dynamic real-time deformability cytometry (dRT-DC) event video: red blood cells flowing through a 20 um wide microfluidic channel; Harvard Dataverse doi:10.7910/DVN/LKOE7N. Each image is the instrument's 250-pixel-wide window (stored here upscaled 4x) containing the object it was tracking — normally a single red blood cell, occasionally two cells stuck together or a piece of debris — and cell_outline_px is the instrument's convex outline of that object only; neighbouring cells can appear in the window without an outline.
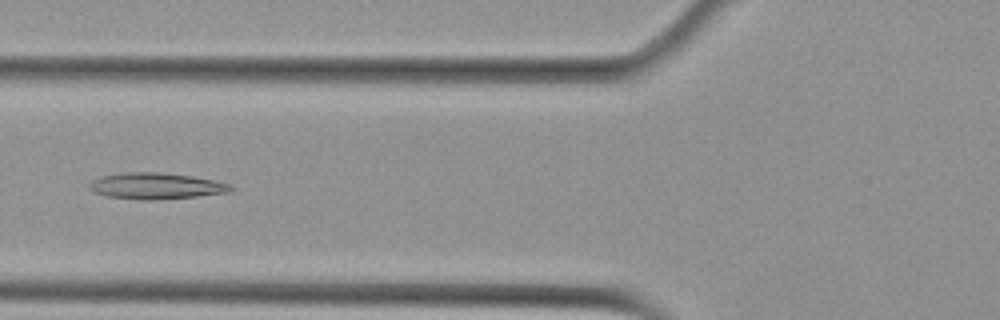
{"species": "Egyptian fruit bat (a non-hibernating species)", "species_latin": "Rousettus aegyptiacus", "temperature_condition": "cold", "stored_images_in_passage": 37, "camera_frame_rate_fps": 3000, "um_per_image_px": 0.085, "animal": {"sex": "female"}, "frame": {"image": 1, "passage_image": 5, "time_ms": 1.333, "image_size_px": [1000, 320], "cell_outline_px": [[236, 188], [228, 192], [196, 196], [152, 200], [140, 200], [108, 196], [92, 192], [88, 188], [88, 184], [92, 180], [100, 176], [124, 172], [160, 172], [192, 176], [232, 184]], "centroid_in_image_um": [13.23, 15.8], "position_along_channel_um": 112.6, "area_um2": 21.73}}
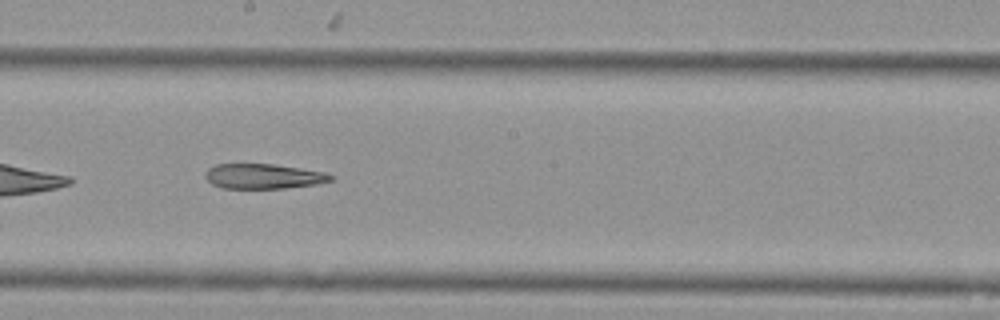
{"frame": {"image": 2, "passage_image": 14, "time_ms": 4.333, "image_size_px": [1000, 320], "cell_outline_px": [[336, 176], [332, 180], [316, 184], [284, 188], [224, 188], [212, 184], [204, 176], [204, 172], [208, 168], [216, 164], [272, 164], [300, 168], [324, 172]], "centroid_in_image_um": [22.38, 14.98], "position_along_channel_um": 225.8, "area_um2": 18.21}}
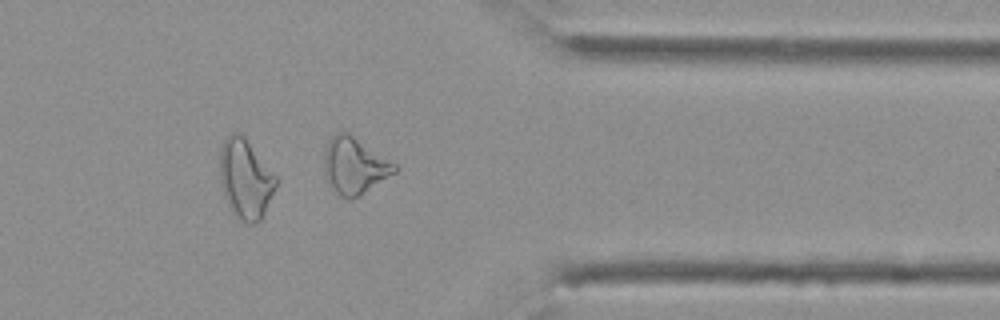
{"frame": {"image": 3, "passage_image": 27, "time_ms": 8.667, "image_size_px": [1000, 320], "cell_outline_px": [[400, 168], [396, 172], [360, 196], [348, 200], [340, 196], [328, 184], [324, 176], [324, 152], [328, 140], [336, 132], [348, 132], [396, 164]], "centroid_in_image_um": [30.11, 14.1], "position_along_channel_um": 381.3, "area_um2": 23.41}}